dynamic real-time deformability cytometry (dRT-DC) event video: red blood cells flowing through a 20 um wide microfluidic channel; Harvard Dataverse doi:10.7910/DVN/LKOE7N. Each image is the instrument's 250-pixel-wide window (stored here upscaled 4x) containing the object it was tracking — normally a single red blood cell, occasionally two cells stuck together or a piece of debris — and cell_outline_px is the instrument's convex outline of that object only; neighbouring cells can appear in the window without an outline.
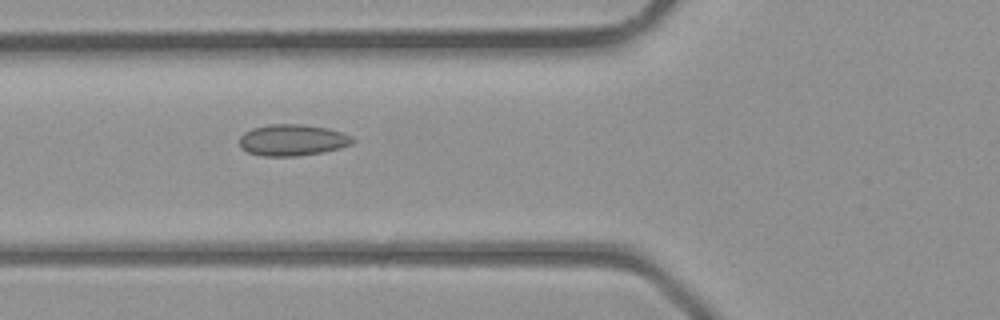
{"species": "common noctule bat (a hibernating species)", "species_latin": "Nyctalus noctula", "temperature_condition": "room temperature", "stored_images_in_passage": 35, "camera_frame_rate_fps": 3000, "um_per_image_px": 0.085, "animal": {"sex": "male", "body_mass_g": 23.1, "forearm_length_mm": 52.7}, "frame": {"image": 1, "passage_image": 11, "time_ms": 3.333, "image_size_px": [1000, 320], "cell_outline_px": [[356, 140], [352, 144], [340, 148], [324, 152], [296, 156], [264, 156], [248, 152], [240, 148], [240, 136], [244, 132], [252, 128], [268, 124], [300, 124], [328, 128], [352, 136]], "centroid_in_image_um": [24.86, 11.9], "position_along_channel_um": 100.9, "area_um2": 20.81}}
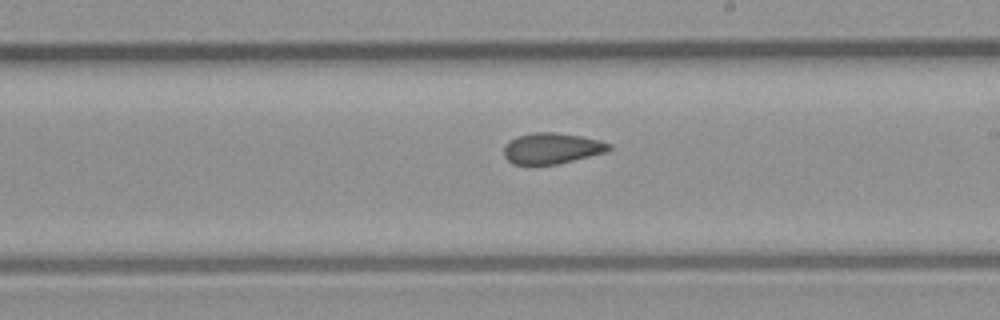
{"frame": {"image": 2, "passage_image": 19, "time_ms": 6.0, "image_size_px": [1000, 320], "cell_outline_px": [[612, 148], [608, 152], [560, 164], [512, 164], [504, 156], [504, 144], [508, 140], [516, 136], [532, 132], [552, 132], [580, 136], [600, 140], [612, 144]], "centroid_in_image_um": [46.92, 12.61], "position_along_channel_um": 242.1, "area_um2": 19.25}}
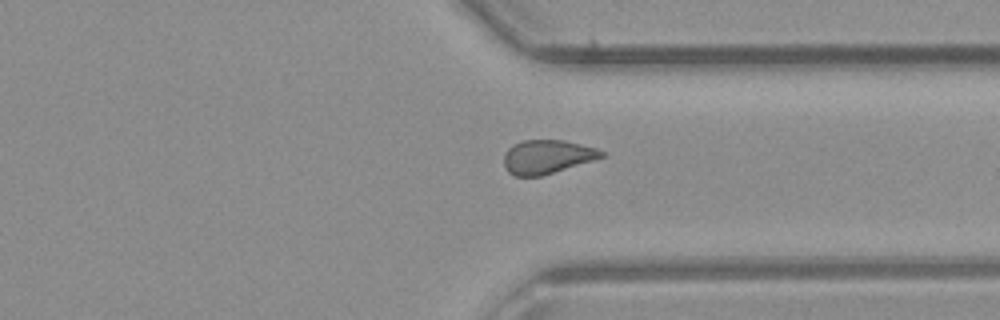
{"frame": {"image": 3, "passage_image": 26, "time_ms": 8.333, "image_size_px": [1000, 320], "cell_outline_px": [[608, 156], [540, 176], [516, 176], [508, 172], [504, 164], [504, 156], [508, 148], [512, 144], [524, 140], [564, 140], [596, 148], [604, 152]], "centroid_in_image_um": [46.52, 13.32], "position_along_channel_um": 364.9, "area_um2": 19.19}}